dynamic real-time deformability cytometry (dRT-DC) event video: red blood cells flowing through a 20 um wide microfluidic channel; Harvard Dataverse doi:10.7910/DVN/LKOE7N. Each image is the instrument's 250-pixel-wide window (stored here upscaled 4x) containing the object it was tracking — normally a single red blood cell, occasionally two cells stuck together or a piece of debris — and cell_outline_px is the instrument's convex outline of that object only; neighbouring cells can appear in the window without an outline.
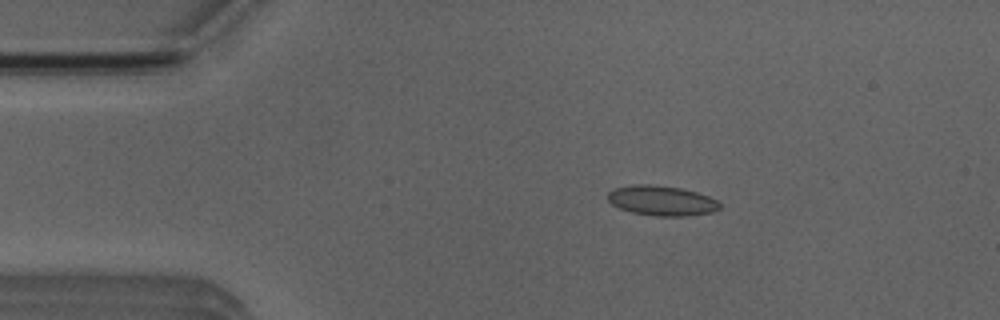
{"species": "Egyptian fruit bat (a non-hibernating species)", "species_latin": "Rousettus aegyptiacus", "temperature_condition": "room temperature", "stored_images_in_passage": 3, "camera_frame_rate_fps": 3000, "um_per_image_px": 0.085, "animal": {"sex": "male"}, "frame": {"image": 1, "passage_image": 1, "time_ms": 0.0, "image_size_px": [1000, 320], "cell_outline_px": [[720, 208], [712, 212], [684, 216], [656, 216], [632, 212], [620, 208], [612, 204], [608, 200], [608, 192], [612, 188], [632, 184], [652, 184], [680, 188], [696, 192], [708, 196], [716, 200], [720, 204]], "centroid_in_image_um": [56.21, 17.04], "position_along_channel_um": 28.8, "area_um2": 19.54}}